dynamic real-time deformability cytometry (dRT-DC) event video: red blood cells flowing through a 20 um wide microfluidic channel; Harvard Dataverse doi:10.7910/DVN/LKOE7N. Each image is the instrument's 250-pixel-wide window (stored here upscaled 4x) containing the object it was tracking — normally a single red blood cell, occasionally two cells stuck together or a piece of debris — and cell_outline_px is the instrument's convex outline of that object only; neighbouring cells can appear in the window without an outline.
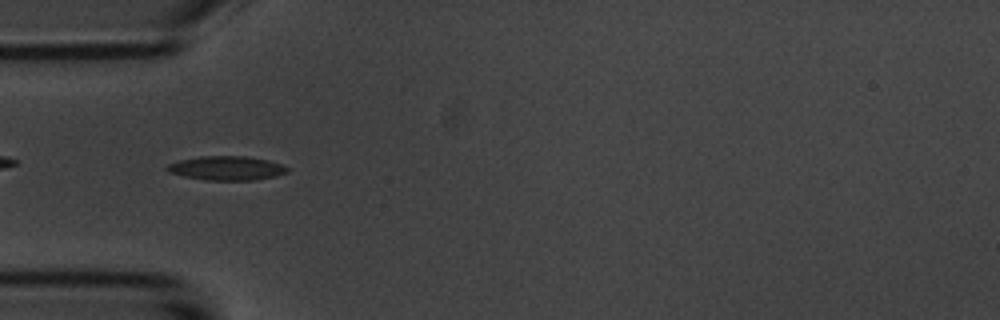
{"species": "common noctule bat (a hibernating species)", "species_latin": "Nyctalus noctula", "temperature_condition": "room temperature", "stored_images_in_passage": 6, "camera_frame_rate_fps": 3000, "um_per_image_px": 0.085, "animal": {"sex": "male", "body_mass_g": 20.1, "forearm_length_mm": 53.5}, "frame": {"image": 1, "passage_image": 1, "time_ms": 0.0, "image_size_px": [1000, 320], "cell_outline_px": [[288, 172], [276, 176], [256, 180], [204, 180], [184, 176], [168, 172], [164, 168], [168, 164], [180, 160], [200, 156], [248, 156], [268, 160], [284, 164], [288, 168]], "centroid_in_image_um": [19.28, 14.29], "position_along_channel_um": 65.7, "area_um2": 17.05}}
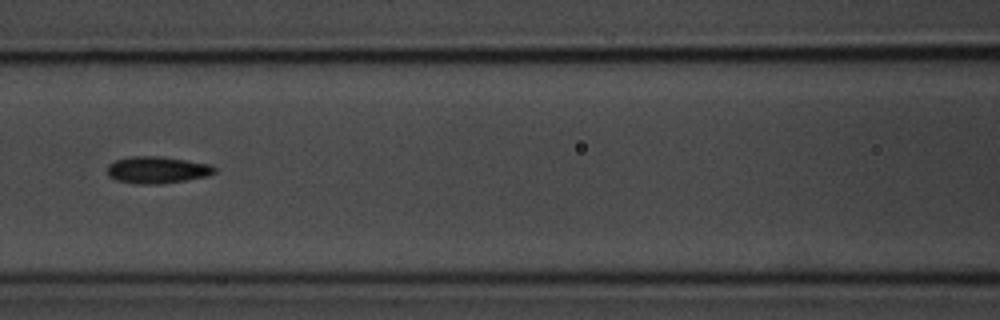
{"frame": {"image": 2, "passage_image": 3, "time_ms": 2.333, "image_size_px": [1000, 320], "cell_outline_px": [[216, 172], [204, 176], [184, 180], [160, 184], [140, 184], [116, 180], [108, 176], [108, 164], [116, 160], [132, 156], [160, 156], [208, 164], [216, 168]], "centroid_in_image_um": [13.31, 14.44], "position_along_channel_um": 153.3, "area_um2": 16.53}}
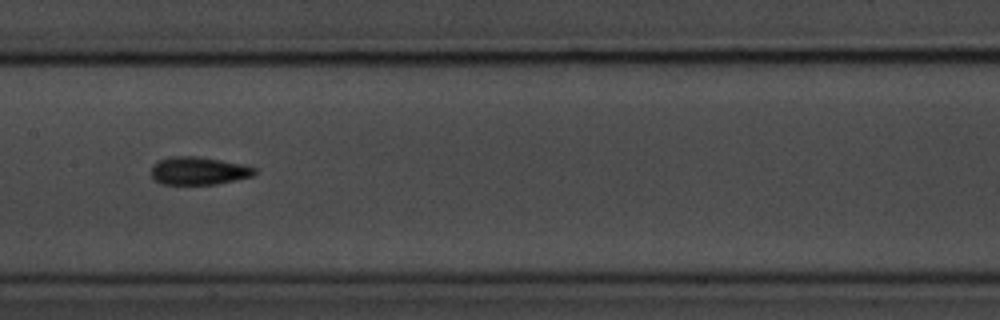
{"frame": {"image": 3, "passage_image": 4, "time_ms": 3.333, "image_size_px": [1000, 320], "cell_outline_px": [[256, 172], [252, 176], [216, 184], [164, 184], [156, 180], [152, 176], [152, 168], [160, 160], [168, 156], [196, 156], [244, 164], [256, 168]], "centroid_in_image_um": [16.91, 14.51], "position_along_channel_um": 190.5, "area_um2": 16.59}}